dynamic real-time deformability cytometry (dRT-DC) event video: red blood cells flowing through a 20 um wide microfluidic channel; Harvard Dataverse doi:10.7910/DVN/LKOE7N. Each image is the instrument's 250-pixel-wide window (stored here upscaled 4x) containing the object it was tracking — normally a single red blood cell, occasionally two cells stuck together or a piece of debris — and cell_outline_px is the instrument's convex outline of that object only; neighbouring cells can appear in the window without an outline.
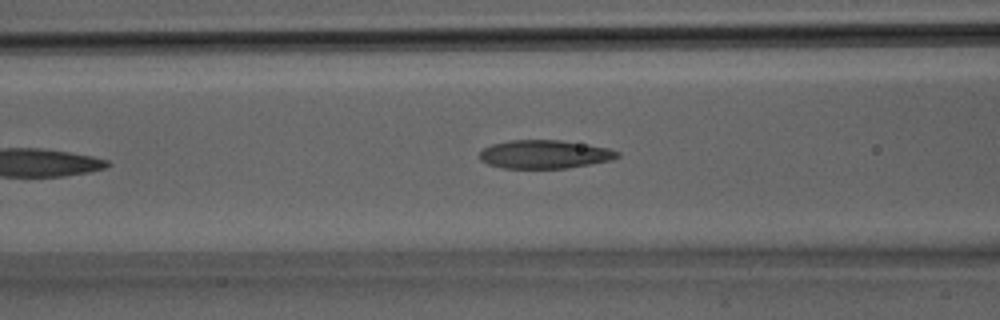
{"species": "Egyptian fruit bat (a non-hibernating species)", "species_latin": "Rousettus aegyptiacus", "temperature_condition": "room temperature", "stored_images_in_passage": 7, "camera_frame_rate_fps": 3000, "um_per_image_px": 0.085, "animal": {"sex": "male"}, "frame": {"image": 1, "passage_image": 7, "time_ms": 2.0, "image_size_px": [1000, 320], "cell_outline_px": [[620, 156], [612, 160], [568, 168], [500, 168], [488, 164], [480, 160], [480, 152], [484, 148], [492, 144], [508, 140], [560, 140], [608, 148], [620, 152]], "centroid_in_image_um": [46.28, 13.12], "position_along_channel_um": 120.3, "area_um2": 22.83}}